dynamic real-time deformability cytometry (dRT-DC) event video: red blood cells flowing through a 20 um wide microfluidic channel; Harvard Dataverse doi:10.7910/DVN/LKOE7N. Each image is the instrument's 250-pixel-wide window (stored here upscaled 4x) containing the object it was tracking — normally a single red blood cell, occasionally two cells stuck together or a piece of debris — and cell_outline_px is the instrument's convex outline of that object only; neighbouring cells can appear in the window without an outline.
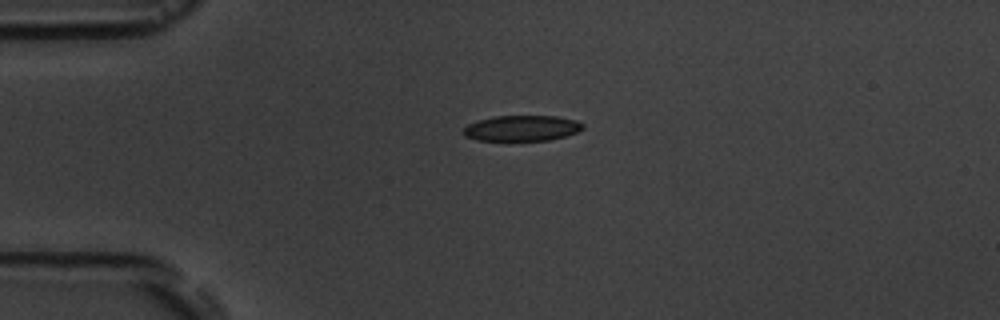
{"species": "common noctule bat (a hibernating species)", "species_latin": "Nyctalus noctula", "temperature_condition": "room temperature", "stored_images_in_passage": 2, "camera_frame_rate_fps": 3000, "um_per_image_px": 0.085, "animal": {"sex": "male", "body_mass_g": 19.5, "forearm_length_mm": 54.6}, "frame": {"image": 1, "passage_image": 1, "time_ms": 0.0, "image_size_px": [1000, 320], "cell_outline_px": [[584, 128], [576, 132], [564, 136], [548, 140], [508, 144], [476, 140], [464, 136], [464, 128], [468, 124], [480, 120], [496, 116], [556, 116], [576, 120], [584, 124]], "centroid_in_image_um": [44.31, 10.95], "position_along_channel_um": 40.7, "area_um2": 18.67}}